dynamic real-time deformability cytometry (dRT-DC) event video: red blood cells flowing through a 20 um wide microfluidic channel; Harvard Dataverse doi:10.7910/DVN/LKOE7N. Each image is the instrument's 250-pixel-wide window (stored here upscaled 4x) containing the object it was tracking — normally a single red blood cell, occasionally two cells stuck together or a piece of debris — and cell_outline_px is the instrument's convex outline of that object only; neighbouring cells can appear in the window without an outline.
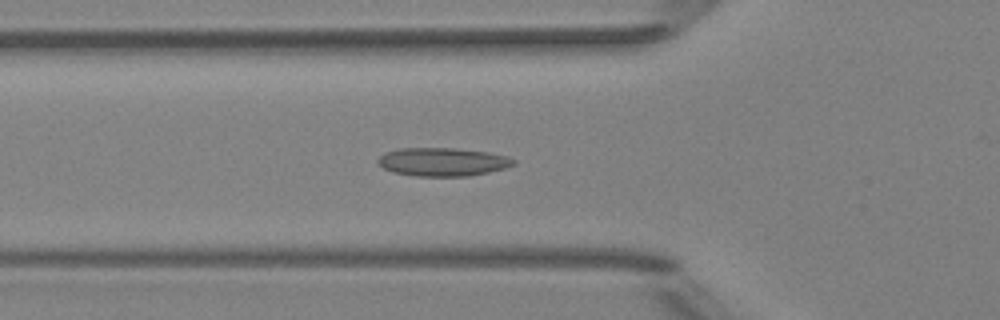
{"species": "Egyptian fruit bat (a non-hibernating species)", "species_latin": "Rousettus aegyptiacus", "temperature_condition": "room temperature", "stored_images_in_passage": 46, "camera_frame_rate_fps": 3000, "um_per_image_px": 0.085, "animal": {"sex": "female"}, "frame": {"image": 1, "passage_image": 13, "time_ms": 4.0, "image_size_px": [1000, 320], "cell_outline_px": [[516, 164], [504, 168], [488, 172], [468, 176], [412, 176], [392, 172], [384, 168], [376, 160], [380, 156], [388, 152], [400, 148], [456, 148], [488, 152], [508, 156], [516, 160]], "centroid_in_image_um": [37.65, 13.76], "position_along_channel_um": 88.2, "area_um2": 22.43}}
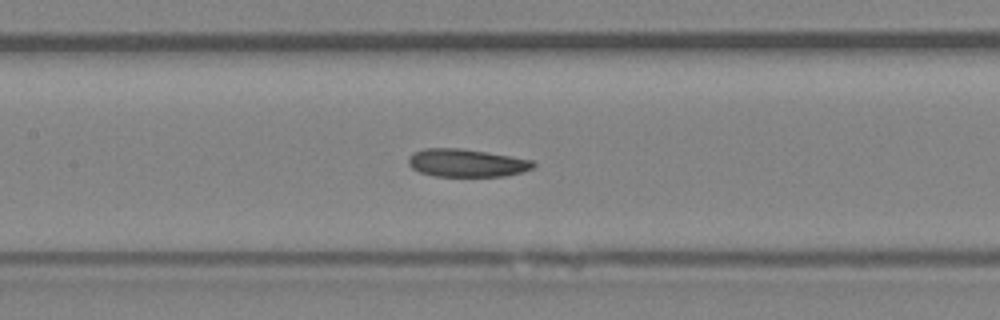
{"frame": {"image": 2, "passage_image": 19, "time_ms": 6.0, "image_size_px": [1000, 320], "cell_outline_px": [[536, 164], [532, 168], [520, 172], [504, 176], [436, 176], [420, 172], [412, 168], [408, 164], [408, 160], [412, 152], [424, 148], [460, 148], [532, 160]], "centroid_in_image_um": [39.61, 13.85], "position_along_channel_um": 167.8, "area_um2": 20.06}}
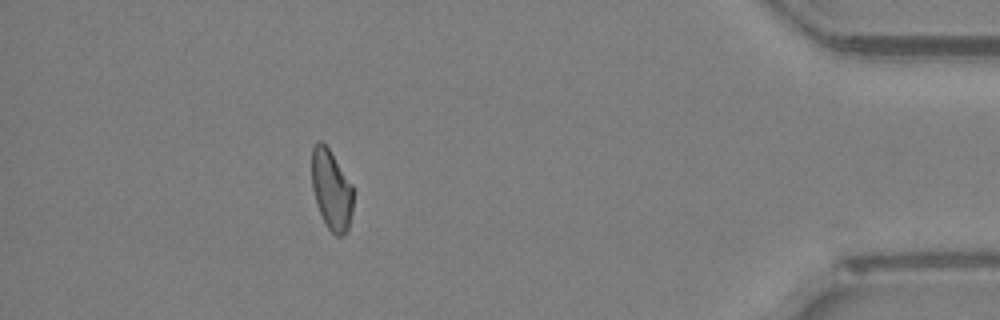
{"frame": {"image": 3, "passage_image": 41, "time_ms": 13.333, "image_size_px": [1000, 320], "cell_outline_px": [[352, 212], [348, 232], [340, 236], [336, 236], [328, 228], [316, 204], [312, 188], [312, 148], [316, 140], [320, 140], [328, 148], [352, 184]], "centroid_in_image_um": [28.16, 16.14], "position_along_channel_um": 407.0, "area_um2": 19.25}, "authors_computed_cell_mechanics": {"area_um2": 20.519, "velocity_mm_per_s": 3.9809, "shape_relaxation_time_tau1_ms": null, "shape_relaxation_time_tau2_ms": 6.3379, "deformation_change_tau1": null, "deformation_change_tau2": 0.1455}}